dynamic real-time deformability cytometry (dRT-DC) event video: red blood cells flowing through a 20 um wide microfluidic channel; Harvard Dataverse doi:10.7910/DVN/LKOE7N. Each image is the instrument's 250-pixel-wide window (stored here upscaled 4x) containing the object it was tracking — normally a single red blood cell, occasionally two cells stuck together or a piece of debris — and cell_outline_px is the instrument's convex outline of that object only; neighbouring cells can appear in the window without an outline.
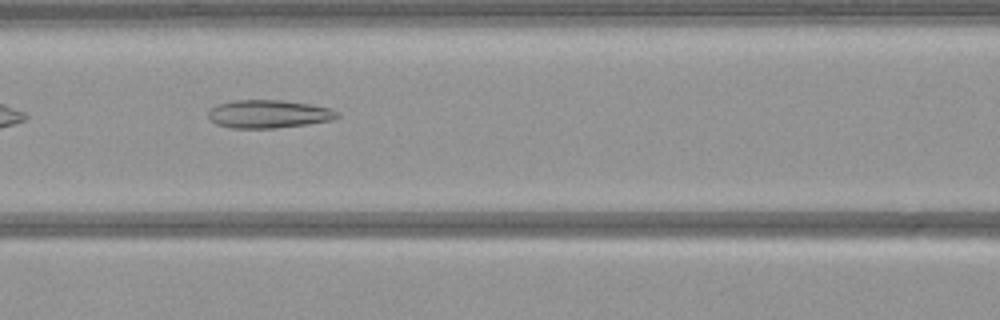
{"species": "common noctule bat (a hibernating species)", "species_latin": "Nyctalus noctula", "temperature_condition": "warm", "stored_images_in_passage": 38, "camera_frame_rate_fps": 3000, "um_per_image_px": 0.085, "animal": {"sex": "female", "body_mass_g": 21.9}, "frame": {"image": 1, "passage_image": 8, "time_ms": 2.333, "image_size_px": [1000, 320], "cell_outline_px": [[340, 116], [332, 120], [308, 124], [276, 128], [232, 128], [216, 124], [208, 116], [208, 112], [216, 104], [232, 100], [280, 100], [308, 104], [332, 108], [340, 112]], "centroid_in_image_um": [22.85, 9.69], "position_along_channel_um": 143.7, "area_um2": 21.21}}
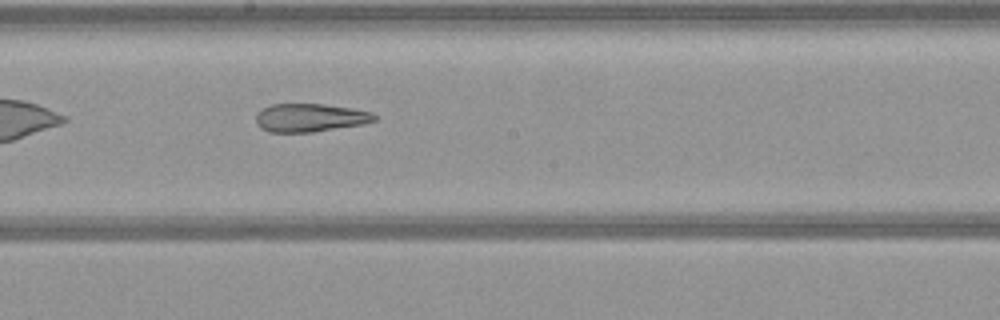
{"frame": {"image": 2, "passage_image": 14, "time_ms": 4.333, "image_size_px": [1000, 320], "cell_outline_px": [[376, 120], [360, 124], [312, 132], [268, 132], [260, 128], [256, 124], [256, 112], [272, 104], [324, 104], [372, 112], [376, 116]], "centroid_in_image_um": [26.29, 10.0], "position_along_channel_um": 221.9, "area_um2": 19.31}}
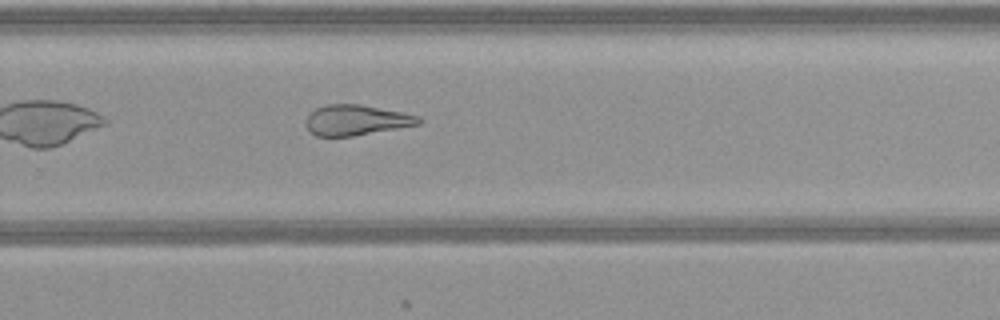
{"frame": {"image": 3, "passage_image": 20, "time_ms": 6.333, "image_size_px": [1000, 320], "cell_outline_px": [[424, 120], [420, 124], [400, 128], [352, 136], [316, 136], [304, 124], [304, 120], [308, 112], [316, 108], [328, 104], [360, 104], [404, 112], [420, 116]], "centroid_in_image_um": [30.29, 10.2], "position_along_channel_um": 299.5, "area_um2": 20.29}}